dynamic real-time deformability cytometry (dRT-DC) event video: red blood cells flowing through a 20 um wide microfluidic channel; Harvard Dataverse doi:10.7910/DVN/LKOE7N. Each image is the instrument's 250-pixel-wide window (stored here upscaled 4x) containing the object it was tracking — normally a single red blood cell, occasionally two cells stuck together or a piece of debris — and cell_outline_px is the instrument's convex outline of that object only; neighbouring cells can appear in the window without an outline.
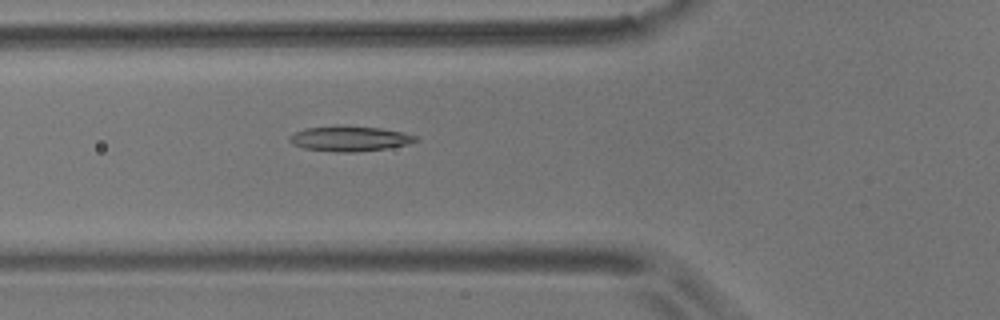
{"species": "common noctule bat (a hibernating species)", "species_latin": "Nyctalus noctula", "temperature_condition": "room temperature", "stored_images_in_passage": 5, "camera_frame_rate_fps": 3000, "um_per_image_px": 0.085, "animal": {"sex": "male", "body_mass_g": 17.9}, "frame": {"image": 1, "passage_image": 5, "time_ms": 1.333, "image_size_px": [1000, 320], "cell_outline_px": [[420, 140], [408, 144], [388, 148], [356, 152], [336, 152], [304, 148], [292, 144], [288, 140], [288, 136], [304, 128], [336, 124], [344, 124], [380, 128], [400, 132], [416, 136]], "centroid_in_image_um": [29.68, 11.76], "position_along_channel_um": 96.1, "area_um2": 18.9}}